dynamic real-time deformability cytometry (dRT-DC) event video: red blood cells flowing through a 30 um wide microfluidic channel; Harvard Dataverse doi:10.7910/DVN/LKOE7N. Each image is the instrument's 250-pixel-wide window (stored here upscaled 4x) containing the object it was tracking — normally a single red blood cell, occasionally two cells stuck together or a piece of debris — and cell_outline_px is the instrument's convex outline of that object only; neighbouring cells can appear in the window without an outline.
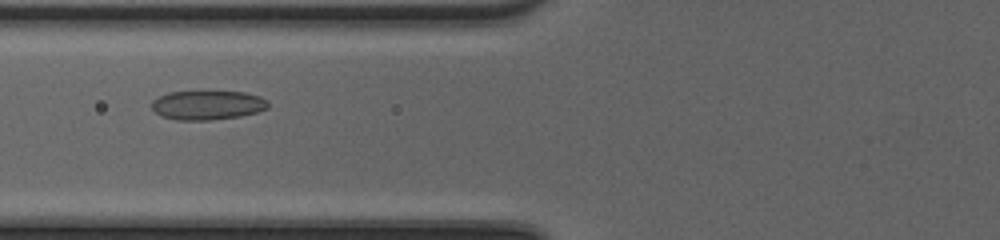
{"species": "common noctule bat (a hibernating species)", "species_latin": "Nyctalus noctula", "temperature_condition": "cold", "stored_images_in_passage": 39, "camera_frame_rate_fps": 3000, "um_per_image_px": 0.085, "animal": {"sex": "female", "body_mass_g": 20.0, "forearm_length_mm": 54.0}, "frame": {"image": 1, "passage_image": 11, "time_ms": 3.333, "image_size_px": [1000, 240], "cell_outline_px": [[268, 108], [256, 112], [240, 116], [212, 120], [176, 120], [160, 116], [152, 108], [152, 100], [168, 92], [244, 92], [260, 96], [268, 100]], "centroid_in_image_um": [17.63, 8.94], "position_along_channel_um": 108.2, "area_um2": 19.77}}
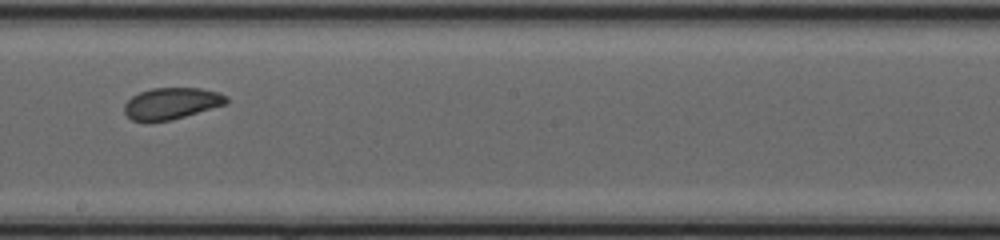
{"frame": {"image": 2, "passage_image": 20, "time_ms": 6.333, "image_size_px": [1000, 240], "cell_outline_px": [[228, 100], [224, 104], [172, 120], [148, 124], [144, 124], [132, 120], [124, 112], [124, 104], [132, 96], [140, 92], [152, 88], [200, 88], [216, 92], [228, 96]], "centroid_in_image_um": [14.5, 8.82], "position_along_channel_um": 233.7, "area_um2": 18.96}}
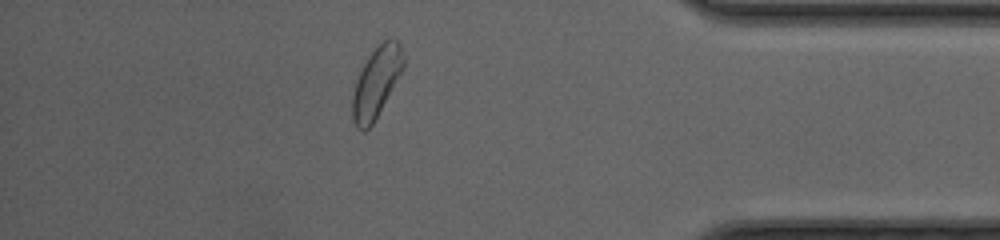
{"frame": {"image": 3, "passage_image": 34, "time_ms": 11.0, "image_size_px": [1000, 240], "cell_outline_px": [[404, 68], [372, 124], [364, 132], [356, 128], [352, 120], [352, 96], [356, 80], [368, 56], [388, 36], [392, 36], [400, 44], [404, 56]], "centroid_in_image_um": [31.99, 6.98], "position_along_channel_um": 403.2, "area_um2": 20.81}, "authors_computed_cell_mechanics": {"area_um2": 19.941, "velocity_mm_per_s": 4.1855, "shape_relaxation_time_tau1_ms": 3.8227, "shape_relaxation_time_tau2_ms": 3.7343, "deformation_change_tau1": 0.0915, "deformation_change_tau2": 0.0772}}